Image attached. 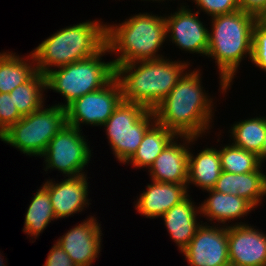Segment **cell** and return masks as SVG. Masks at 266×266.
Instances as JSON below:
<instances>
[{
	"label": "cell",
	"instance_id": "cell-1",
	"mask_svg": "<svg viewBox=\"0 0 266 266\" xmlns=\"http://www.w3.org/2000/svg\"><path fill=\"white\" fill-rule=\"evenodd\" d=\"M199 75V70L185 72L153 110L156 122L176 136L198 138L210 128L213 102L203 92Z\"/></svg>",
	"mask_w": 266,
	"mask_h": 266
},
{
	"label": "cell",
	"instance_id": "cell-2",
	"mask_svg": "<svg viewBox=\"0 0 266 266\" xmlns=\"http://www.w3.org/2000/svg\"><path fill=\"white\" fill-rule=\"evenodd\" d=\"M180 62L163 57L116 66V78L122 88L123 100L154 110L188 68V63Z\"/></svg>",
	"mask_w": 266,
	"mask_h": 266
},
{
	"label": "cell",
	"instance_id": "cell-3",
	"mask_svg": "<svg viewBox=\"0 0 266 266\" xmlns=\"http://www.w3.org/2000/svg\"><path fill=\"white\" fill-rule=\"evenodd\" d=\"M257 21L255 15L243 10L212 17L206 56L216 60L222 93L231 85L244 55L251 60L253 28Z\"/></svg>",
	"mask_w": 266,
	"mask_h": 266
},
{
	"label": "cell",
	"instance_id": "cell-4",
	"mask_svg": "<svg viewBox=\"0 0 266 266\" xmlns=\"http://www.w3.org/2000/svg\"><path fill=\"white\" fill-rule=\"evenodd\" d=\"M105 26L94 20L63 28L39 44L28 60L32 59L33 64L36 62V70L45 75L50 67H61L94 56L106 45Z\"/></svg>",
	"mask_w": 266,
	"mask_h": 266
},
{
	"label": "cell",
	"instance_id": "cell-5",
	"mask_svg": "<svg viewBox=\"0 0 266 266\" xmlns=\"http://www.w3.org/2000/svg\"><path fill=\"white\" fill-rule=\"evenodd\" d=\"M166 38L165 16L140 13L119 25L105 26L108 52L121 54L113 60L115 67L125 63L163 58L157 53Z\"/></svg>",
	"mask_w": 266,
	"mask_h": 266
},
{
	"label": "cell",
	"instance_id": "cell-6",
	"mask_svg": "<svg viewBox=\"0 0 266 266\" xmlns=\"http://www.w3.org/2000/svg\"><path fill=\"white\" fill-rule=\"evenodd\" d=\"M106 52L108 48L105 45L94 56L58 67V70L51 69L45 74L46 89L60 93L67 102L58 106L66 108L74 100L103 88L116 77L114 62L100 60Z\"/></svg>",
	"mask_w": 266,
	"mask_h": 266
},
{
	"label": "cell",
	"instance_id": "cell-7",
	"mask_svg": "<svg viewBox=\"0 0 266 266\" xmlns=\"http://www.w3.org/2000/svg\"><path fill=\"white\" fill-rule=\"evenodd\" d=\"M67 124L65 108L55 105L43 106L22 117L0 139L29 156H41L50 140Z\"/></svg>",
	"mask_w": 266,
	"mask_h": 266
},
{
	"label": "cell",
	"instance_id": "cell-8",
	"mask_svg": "<svg viewBox=\"0 0 266 266\" xmlns=\"http://www.w3.org/2000/svg\"><path fill=\"white\" fill-rule=\"evenodd\" d=\"M153 122H156L154 111L140 104L122 100L116 107L102 126L106 127L113 154L121 163H126L137 151Z\"/></svg>",
	"mask_w": 266,
	"mask_h": 266
},
{
	"label": "cell",
	"instance_id": "cell-9",
	"mask_svg": "<svg viewBox=\"0 0 266 266\" xmlns=\"http://www.w3.org/2000/svg\"><path fill=\"white\" fill-rule=\"evenodd\" d=\"M81 130L66 124L48 143L43 153L47 169H58L68 177L83 175L91 150Z\"/></svg>",
	"mask_w": 266,
	"mask_h": 266
},
{
	"label": "cell",
	"instance_id": "cell-10",
	"mask_svg": "<svg viewBox=\"0 0 266 266\" xmlns=\"http://www.w3.org/2000/svg\"><path fill=\"white\" fill-rule=\"evenodd\" d=\"M122 100V88L115 77L103 88L85 94L69 104L65 108L67 124L79 130L81 123L102 126Z\"/></svg>",
	"mask_w": 266,
	"mask_h": 266
},
{
	"label": "cell",
	"instance_id": "cell-11",
	"mask_svg": "<svg viewBox=\"0 0 266 266\" xmlns=\"http://www.w3.org/2000/svg\"><path fill=\"white\" fill-rule=\"evenodd\" d=\"M189 266H226L229 262L228 226H201L181 251Z\"/></svg>",
	"mask_w": 266,
	"mask_h": 266
},
{
	"label": "cell",
	"instance_id": "cell-12",
	"mask_svg": "<svg viewBox=\"0 0 266 266\" xmlns=\"http://www.w3.org/2000/svg\"><path fill=\"white\" fill-rule=\"evenodd\" d=\"M190 9L183 6L178 12L165 17L166 33L170 40L184 51L207 54L209 46V31Z\"/></svg>",
	"mask_w": 266,
	"mask_h": 266
},
{
	"label": "cell",
	"instance_id": "cell-13",
	"mask_svg": "<svg viewBox=\"0 0 266 266\" xmlns=\"http://www.w3.org/2000/svg\"><path fill=\"white\" fill-rule=\"evenodd\" d=\"M241 223L228 226L230 264L266 266V234Z\"/></svg>",
	"mask_w": 266,
	"mask_h": 266
},
{
	"label": "cell",
	"instance_id": "cell-14",
	"mask_svg": "<svg viewBox=\"0 0 266 266\" xmlns=\"http://www.w3.org/2000/svg\"><path fill=\"white\" fill-rule=\"evenodd\" d=\"M96 221L91 216L57 240L76 266H90L100 253L102 231Z\"/></svg>",
	"mask_w": 266,
	"mask_h": 266
},
{
	"label": "cell",
	"instance_id": "cell-15",
	"mask_svg": "<svg viewBox=\"0 0 266 266\" xmlns=\"http://www.w3.org/2000/svg\"><path fill=\"white\" fill-rule=\"evenodd\" d=\"M87 175L83 174L56 183L52 180L43 185L50 195L55 218H65L74 213L81 212L88 203Z\"/></svg>",
	"mask_w": 266,
	"mask_h": 266
},
{
	"label": "cell",
	"instance_id": "cell-16",
	"mask_svg": "<svg viewBox=\"0 0 266 266\" xmlns=\"http://www.w3.org/2000/svg\"><path fill=\"white\" fill-rule=\"evenodd\" d=\"M184 137L185 145L178 144L173 138L155 159L149 168L152 181L187 184L188 181V155L186 143L193 142L194 137Z\"/></svg>",
	"mask_w": 266,
	"mask_h": 266
},
{
	"label": "cell",
	"instance_id": "cell-17",
	"mask_svg": "<svg viewBox=\"0 0 266 266\" xmlns=\"http://www.w3.org/2000/svg\"><path fill=\"white\" fill-rule=\"evenodd\" d=\"M152 182L147 185V190L140 195L135 205V209L147 218L162 217L189 196L187 184Z\"/></svg>",
	"mask_w": 266,
	"mask_h": 266
},
{
	"label": "cell",
	"instance_id": "cell-18",
	"mask_svg": "<svg viewBox=\"0 0 266 266\" xmlns=\"http://www.w3.org/2000/svg\"><path fill=\"white\" fill-rule=\"evenodd\" d=\"M260 169L261 166L254 172L243 174L222 171L213 189L224 194L238 195L255 208L266 196V175Z\"/></svg>",
	"mask_w": 266,
	"mask_h": 266
},
{
	"label": "cell",
	"instance_id": "cell-19",
	"mask_svg": "<svg viewBox=\"0 0 266 266\" xmlns=\"http://www.w3.org/2000/svg\"><path fill=\"white\" fill-rule=\"evenodd\" d=\"M194 207L189 196L180 204L173 206L161 218H163L166 228L174 242L182 251L192 240L197 229L201 226L197 223V213H200Z\"/></svg>",
	"mask_w": 266,
	"mask_h": 266
},
{
	"label": "cell",
	"instance_id": "cell-20",
	"mask_svg": "<svg viewBox=\"0 0 266 266\" xmlns=\"http://www.w3.org/2000/svg\"><path fill=\"white\" fill-rule=\"evenodd\" d=\"M210 197L199 206L200 214L207 216L209 221L216 220L224 224L226 221L240 218L254 207L245 199L233 194H224L214 189L207 190Z\"/></svg>",
	"mask_w": 266,
	"mask_h": 266
},
{
	"label": "cell",
	"instance_id": "cell-21",
	"mask_svg": "<svg viewBox=\"0 0 266 266\" xmlns=\"http://www.w3.org/2000/svg\"><path fill=\"white\" fill-rule=\"evenodd\" d=\"M221 172L219 150L212 147L206 148L196 157L189 152L187 186L193 183L203 190L213 189Z\"/></svg>",
	"mask_w": 266,
	"mask_h": 266
},
{
	"label": "cell",
	"instance_id": "cell-22",
	"mask_svg": "<svg viewBox=\"0 0 266 266\" xmlns=\"http://www.w3.org/2000/svg\"><path fill=\"white\" fill-rule=\"evenodd\" d=\"M177 136L166 127L154 122V124L146 131L142 142L138 146L137 151L126 162L134 167L150 168L155 159L160 155L167 144Z\"/></svg>",
	"mask_w": 266,
	"mask_h": 266
},
{
	"label": "cell",
	"instance_id": "cell-23",
	"mask_svg": "<svg viewBox=\"0 0 266 266\" xmlns=\"http://www.w3.org/2000/svg\"><path fill=\"white\" fill-rule=\"evenodd\" d=\"M24 60L15 53H0V93H10L37 72L35 65Z\"/></svg>",
	"mask_w": 266,
	"mask_h": 266
},
{
	"label": "cell",
	"instance_id": "cell-24",
	"mask_svg": "<svg viewBox=\"0 0 266 266\" xmlns=\"http://www.w3.org/2000/svg\"><path fill=\"white\" fill-rule=\"evenodd\" d=\"M43 89H46L45 75L37 71L27 82L9 93L22 117L44 106Z\"/></svg>",
	"mask_w": 266,
	"mask_h": 266
},
{
	"label": "cell",
	"instance_id": "cell-25",
	"mask_svg": "<svg viewBox=\"0 0 266 266\" xmlns=\"http://www.w3.org/2000/svg\"><path fill=\"white\" fill-rule=\"evenodd\" d=\"M54 219L56 218L50 195L48 190L42 186L32 198L27 209L23 231L30 236L38 237Z\"/></svg>",
	"mask_w": 266,
	"mask_h": 266
},
{
	"label": "cell",
	"instance_id": "cell-26",
	"mask_svg": "<svg viewBox=\"0 0 266 266\" xmlns=\"http://www.w3.org/2000/svg\"><path fill=\"white\" fill-rule=\"evenodd\" d=\"M231 136L235 146L244 150L260 154L266 137V117H254L233 124Z\"/></svg>",
	"mask_w": 266,
	"mask_h": 266
},
{
	"label": "cell",
	"instance_id": "cell-27",
	"mask_svg": "<svg viewBox=\"0 0 266 266\" xmlns=\"http://www.w3.org/2000/svg\"><path fill=\"white\" fill-rule=\"evenodd\" d=\"M222 171L243 174L256 171L262 164L258 156L241 147L226 145L219 150Z\"/></svg>",
	"mask_w": 266,
	"mask_h": 266
},
{
	"label": "cell",
	"instance_id": "cell-28",
	"mask_svg": "<svg viewBox=\"0 0 266 266\" xmlns=\"http://www.w3.org/2000/svg\"><path fill=\"white\" fill-rule=\"evenodd\" d=\"M251 61L266 71V27L257 21L253 28Z\"/></svg>",
	"mask_w": 266,
	"mask_h": 266
},
{
	"label": "cell",
	"instance_id": "cell-29",
	"mask_svg": "<svg viewBox=\"0 0 266 266\" xmlns=\"http://www.w3.org/2000/svg\"><path fill=\"white\" fill-rule=\"evenodd\" d=\"M21 118L10 94L0 93V136Z\"/></svg>",
	"mask_w": 266,
	"mask_h": 266
},
{
	"label": "cell",
	"instance_id": "cell-30",
	"mask_svg": "<svg viewBox=\"0 0 266 266\" xmlns=\"http://www.w3.org/2000/svg\"><path fill=\"white\" fill-rule=\"evenodd\" d=\"M196 5L211 17L216 15L231 14L238 10L239 0H194Z\"/></svg>",
	"mask_w": 266,
	"mask_h": 266
},
{
	"label": "cell",
	"instance_id": "cell-31",
	"mask_svg": "<svg viewBox=\"0 0 266 266\" xmlns=\"http://www.w3.org/2000/svg\"><path fill=\"white\" fill-rule=\"evenodd\" d=\"M44 266H76L57 242L51 248Z\"/></svg>",
	"mask_w": 266,
	"mask_h": 266
},
{
	"label": "cell",
	"instance_id": "cell-32",
	"mask_svg": "<svg viewBox=\"0 0 266 266\" xmlns=\"http://www.w3.org/2000/svg\"><path fill=\"white\" fill-rule=\"evenodd\" d=\"M239 8L258 18L266 10V0H239Z\"/></svg>",
	"mask_w": 266,
	"mask_h": 266
},
{
	"label": "cell",
	"instance_id": "cell-33",
	"mask_svg": "<svg viewBox=\"0 0 266 266\" xmlns=\"http://www.w3.org/2000/svg\"><path fill=\"white\" fill-rule=\"evenodd\" d=\"M258 159H259L261 164L264 162V160H266V137L264 139L263 148H262L260 154L258 155Z\"/></svg>",
	"mask_w": 266,
	"mask_h": 266
},
{
	"label": "cell",
	"instance_id": "cell-34",
	"mask_svg": "<svg viewBox=\"0 0 266 266\" xmlns=\"http://www.w3.org/2000/svg\"><path fill=\"white\" fill-rule=\"evenodd\" d=\"M258 21L266 27V10L258 17Z\"/></svg>",
	"mask_w": 266,
	"mask_h": 266
},
{
	"label": "cell",
	"instance_id": "cell-35",
	"mask_svg": "<svg viewBox=\"0 0 266 266\" xmlns=\"http://www.w3.org/2000/svg\"><path fill=\"white\" fill-rule=\"evenodd\" d=\"M0 266H6V265H4L3 258H1V257H0Z\"/></svg>",
	"mask_w": 266,
	"mask_h": 266
}]
</instances>
